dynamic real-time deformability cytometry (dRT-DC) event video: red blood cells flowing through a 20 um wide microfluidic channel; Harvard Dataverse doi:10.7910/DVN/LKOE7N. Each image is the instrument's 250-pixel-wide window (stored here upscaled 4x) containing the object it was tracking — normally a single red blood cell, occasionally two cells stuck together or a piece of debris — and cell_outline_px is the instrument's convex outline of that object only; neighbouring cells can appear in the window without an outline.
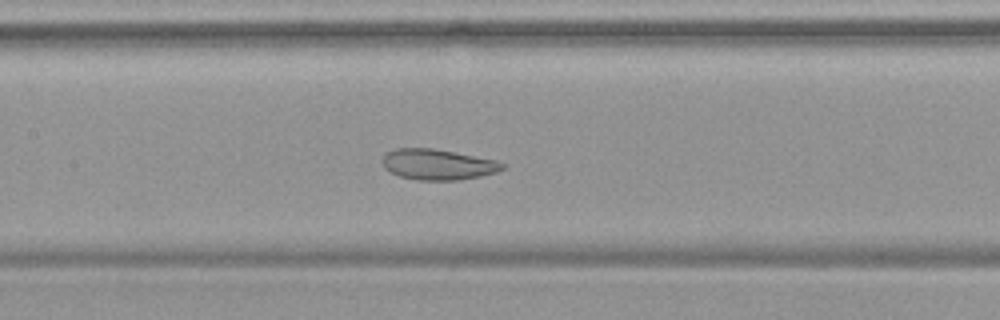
{"species": "common noctule bat (a hibernating species)", "species_latin": "Nyctalus noctula", "temperature_condition": "warm", "stored_images_in_passage": 55, "camera_frame_rate_fps": 3000, "um_per_image_px": 0.085, "animal": {"sex": "female", "body_mass_g": 19.9}, "frame": {"image": 1, "passage_image": 27, "time_ms": 8.667, "image_size_px": [1000, 320], "cell_outline_px": [[508, 168], [496, 172], [480, 176], [460, 180], [416, 180], [400, 176], [388, 172], [384, 168], [384, 156], [388, 152], [396, 148], [432, 148], [496, 160], [504, 164]], "centroid_in_image_um": [37.23, 13.99], "position_along_channel_um": 170.2, "area_um2": 21.39}}
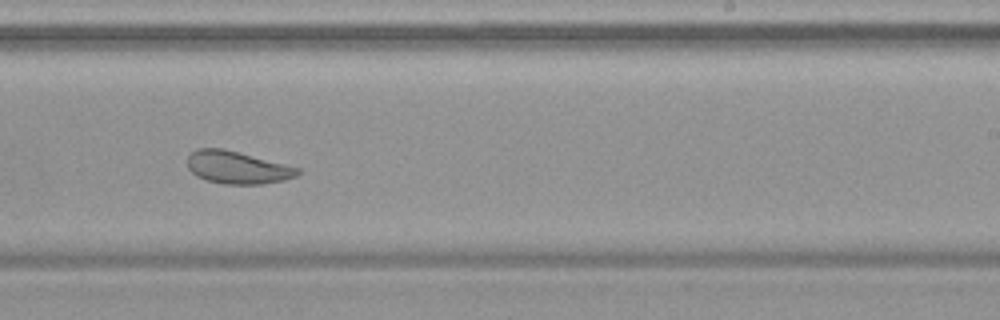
{"frame": {"image": 2, "passage_image": 35, "time_ms": 11.333, "image_size_px": [1000, 320], "cell_outline_px": [[300, 172], [296, 176], [284, 180], [260, 184], [224, 184], [208, 180], [196, 176], [188, 168], [188, 156], [196, 148], [224, 148], [300, 168]], "centroid_in_image_um": [20.16, 14.23], "position_along_channel_um": 268.8, "area_um2": 20.81}}
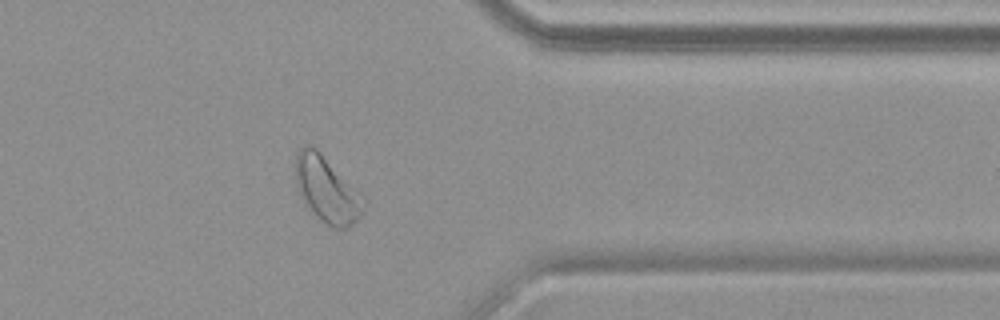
{"frame": {"image": 3, "passage_image": 45, "time_ms": 14.667, "image_size_px": [1000, 320], "cell_outline_px": [[368, 200], [360, 216], [348, 228], [332, 228], [324, 224], [304, 204], [300, 196], [296, 184], [296, 152], [304, 144], [312, 144]], "centroid_in_image_um": [27.79, 16.12], "position_along_channel_um": 383.6, "area_um2": 26.41}, "authors_computed_cell_mechanics": {"area_um2": 28.5532, "velocity_mm_per_s": 3.7132, "shape_relaxation_time_tau1_ms": null, "shape_relaxation_time_tau2_ms": 1.8255, "deformation_change_tau1": null, "deformation_change_tau2": 0.0779}}